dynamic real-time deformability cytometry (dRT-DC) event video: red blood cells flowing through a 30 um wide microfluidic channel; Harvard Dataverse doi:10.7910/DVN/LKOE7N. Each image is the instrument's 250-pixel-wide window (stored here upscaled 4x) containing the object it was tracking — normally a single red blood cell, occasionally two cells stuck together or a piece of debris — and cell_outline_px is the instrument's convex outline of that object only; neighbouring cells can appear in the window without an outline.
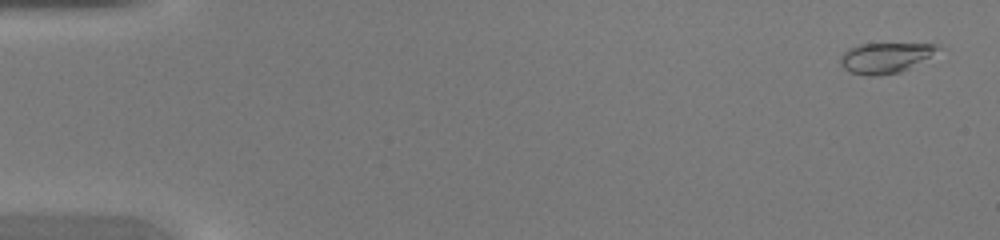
{"species": "common noctule bat (a hibernating species)", "species_latin": "Nyctalus noctula", "temperature_condition": "warm", "stored_images_in_passage": 46, "camera_frame_rate_fps": 3000, "um_per_image_px": 0.085, "animal": {"sex": "female", "body_mass_g": 20.0, "forearm_length_mm": 54.0}, "frame": {"image": 1, "passage_image": 2, "time_ms": 0.333, "image_size_px": [1000, 240], "cell_outline_px": [[940, 48], [928, 56], [908, 68], [900, 72], [880, 76], [868, 76], [848, 72], [840, 64], [840, 56], [848, 48], [860, 44], [936, 44]], "centroid_in_image_um": [75.15, 4.92], "position_along_channel_um": 9.9, "area_um2": 16.94}}
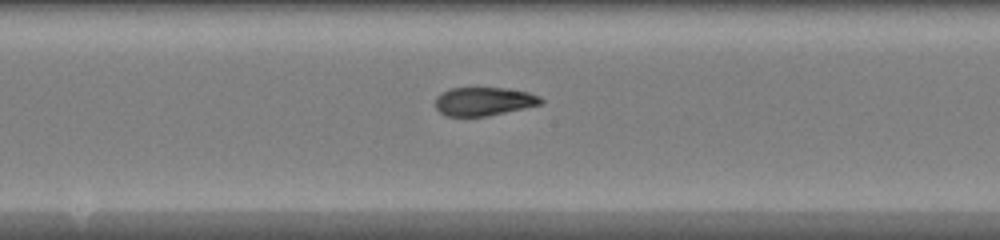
{"frame": {"image": 2, "passage_image": 25, "time_ms": 8.0, "image_size_px": [1000, 240], "cell_outline_px": [[544, 104], [488, 116], [448, 116], [440, 112], [436, 108], [436, 96], [440, 92], [452, 88], [504, 88], [528, 92], [540, 96], [544, 100]], "centroid_in_image_um": [41.15, 8.62], "position_along_channel_um": 207.0, "area_um2": 17.63}}
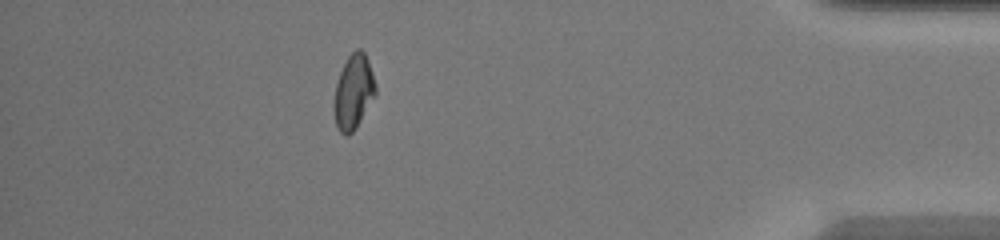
{"frame": {"image": 3, "passage_image": 41, "time_ms": 13.333, "image_size_px": [1000, 240], "cell_outline_px": [[376, 96], [356, 128], [348, 136], [344, 136], [336, 128], [332, 108], [332, 100], [336, 84], [340, 72], [348, 56], [356, 48], [360, 48], [364, 52], [372, 72], [376, 84]], "centroid_in_image_um": [30.02, 7.86], "position_along_channel_um": 405.2, "area_um2": 18.5}}